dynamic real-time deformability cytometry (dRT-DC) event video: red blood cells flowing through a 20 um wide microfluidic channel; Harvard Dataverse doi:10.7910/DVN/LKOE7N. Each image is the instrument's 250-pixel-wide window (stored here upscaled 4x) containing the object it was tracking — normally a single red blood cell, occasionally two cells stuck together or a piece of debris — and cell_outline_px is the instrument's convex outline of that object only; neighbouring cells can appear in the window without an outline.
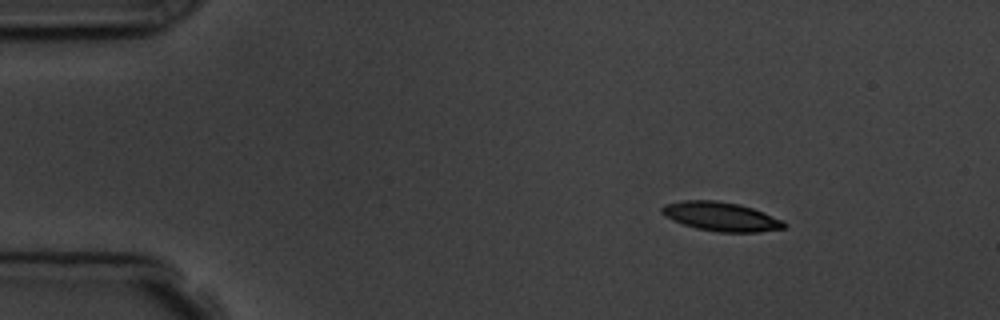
{"species": "common noctule bat (a hibernating species)", "species_latin": "Nyctalus noctula", "temperature_condition": "room temperature", "stored_images_in_passage": 5, "camera_frame_rate_fps": 3000, "um_per_image_px": 0.085, "animal": {"sex": "male", "body_mass_g": 19.5, "forearm_length_mm": 54.6}, "frame": {"image": 1, "passage_image": 1, "time_ms": 0.0, "image_size_px": [1000, 320], "cell_outline_px": [[788, 224], [784, 228], [760, 232], [720, 232], [696, 228], [672, 220], [664, 216], [660, 212], [660, 208], [664, 204], [684, 200], [716, 200], [740, 204], [764, 212], [784, 220]], "centroid_in_image_um": [61.29, 18.4], "position_along_channel_um": 23.7, "area_um2": 20.87}}
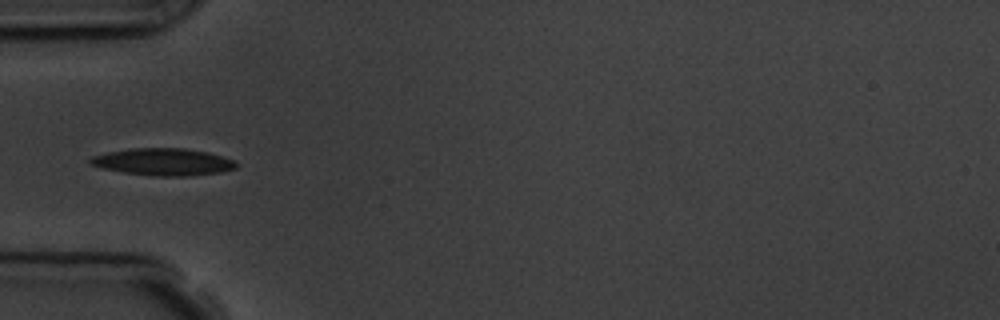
{"frame": {"image": 2, "passage_image": 4, "time_ms": 3.333, "image_size_px": [1000, 320], "cell_outline_px": [[236, 168], [220, 172], [188, 176], [152, 176], [124, 172], [104, 168], [92, 164], [88, 160], [92, 156], [108, 152], [132, 148], [184, 148], [208, 152], [232, 160], [236, 164]], "centroid_in_image_um": [13.87, 13.76], "position_along_channel_um": 71.1, "area_um2": 22.77}}